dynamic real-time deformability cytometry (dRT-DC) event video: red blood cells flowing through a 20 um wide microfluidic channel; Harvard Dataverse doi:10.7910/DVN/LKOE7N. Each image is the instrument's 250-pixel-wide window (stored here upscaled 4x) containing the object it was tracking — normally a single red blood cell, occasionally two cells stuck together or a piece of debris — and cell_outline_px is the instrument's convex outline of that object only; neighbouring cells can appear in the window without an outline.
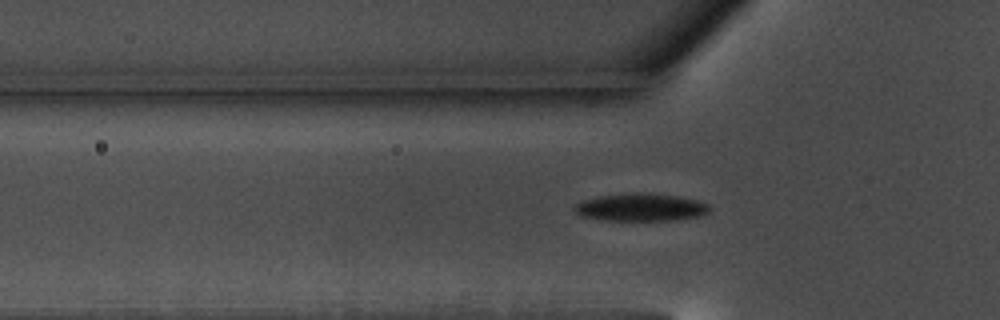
{"species": "common noctule bat (a hibernating species)", "species_latin": "Nyctalus noctula", "temperature_condition": "warm", "stored_images_in_passage": 56, "camera_frame_rate_fps": 3000, "um_per_image_px": 0.085, "animal": {"sex": "male", "body_mass_g": 17.5, "forearm_length_mm": 52.3}, "frame": {"image": 1, "passage_image": 19, "time_ms": 6.0, "image_size_px": [1000, 320], "cell_outline_px": [[712, 208], [708, 212], [700, 216], [672, 220], [604, 220], [580, 216], [576, 212], [576, 204], [584, 200], [600, 196], [632, 192], [648, 192], [676, 196], [696, 200], [708, 204]], "centroid_in_image_um": [54.49, 17.61], "position_along_channel_um": 71.3, "area_um2": 21.68}}
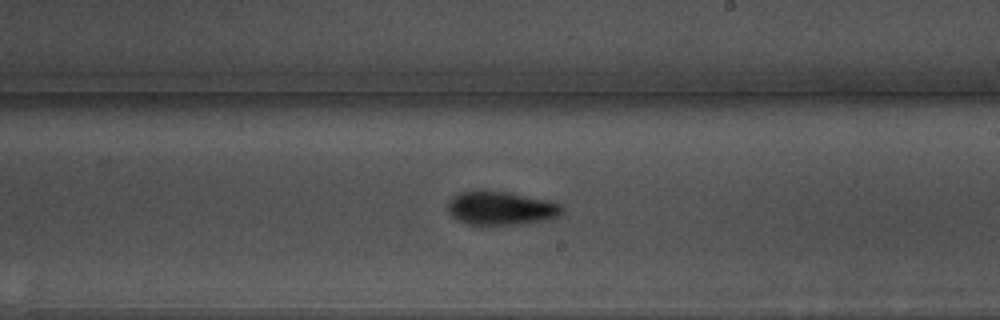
{"frame": {"image": 2, "passage_image": 34, "time_ms": 11.0, "image_size_px": [1000, 320], "cell_outline_px": [[564, 208], [556, 216], [544, 220], [520, 224], [468, 224], [456, 220], [448, 212], [448, 204], [452, 196], [460, 192], [508, 192], [544, 200], [560, 204]], "centroid_in_image_um": [42.53, 17.71], "position_along_channel_um": 246.5, "area_um2": 21.68}}
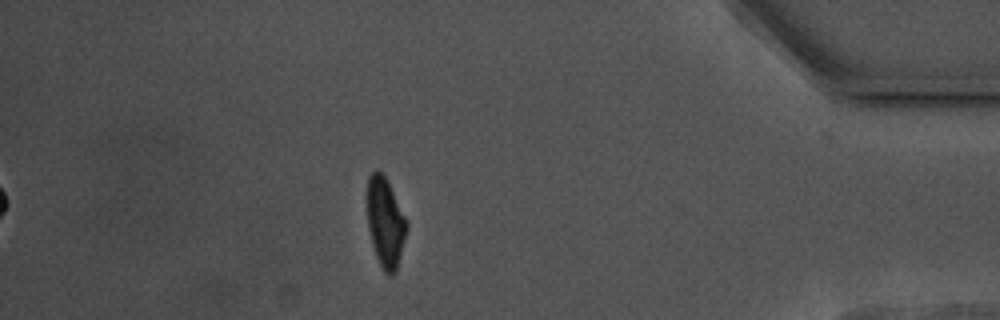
{"frame": {"image": 3, "passage_image": 51, "time_ms": 16.667, "image_size_px": [1000, 320], "cell_outline_px": [[408, 224], [396, 272], [392, 276], [388, 276], [384, 272], [376, 256], [372, 244], [368, 228], [368, 176], [376, 168], [384, 176], [408, 220]], "centroid_in_image_um": [32.76, 18.93], "position_along_channel_um": 402.4, "area_um2": 20.4}}